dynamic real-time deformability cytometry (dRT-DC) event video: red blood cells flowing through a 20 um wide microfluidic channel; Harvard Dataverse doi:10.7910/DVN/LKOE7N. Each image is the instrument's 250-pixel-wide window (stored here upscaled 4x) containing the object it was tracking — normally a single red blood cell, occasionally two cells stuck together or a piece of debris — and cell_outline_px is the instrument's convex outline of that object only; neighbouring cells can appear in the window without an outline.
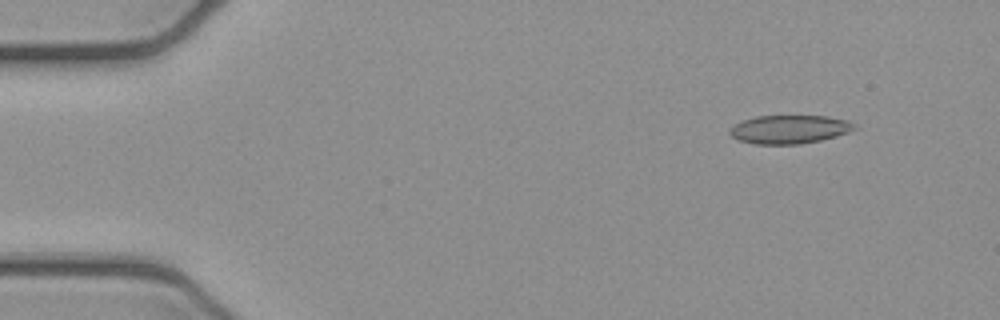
{"species": "common noctule bat (a hibernating species)", "species_latin": "Nyctalus noctula", "temperature_condition": "cold", "stored_images_in_passage": 4, "camera_frame_rate_fps": 3000, "um_per_image_px": 0.085, "animal": {"sex": "female", "body_mass_g": 21.9}, "frame": {"image": 1, "passage_image": 2, "time_ms": 0.333, "image_size_px": [1000, 320], "cell_outline_px": [[856, 128], [848, 132], [836, 136], [820, 140], [800, 144], [756, 144], [740, 140], [732, 136], [728, 132], [736, 124], [744, 120], [756, 116], [828, 116], [848, 120], [856, 124]], "centroid_in_image_um": [67.14, 10.99], "position_along_channel_um": 17.9, "area_um2": 20.52}}
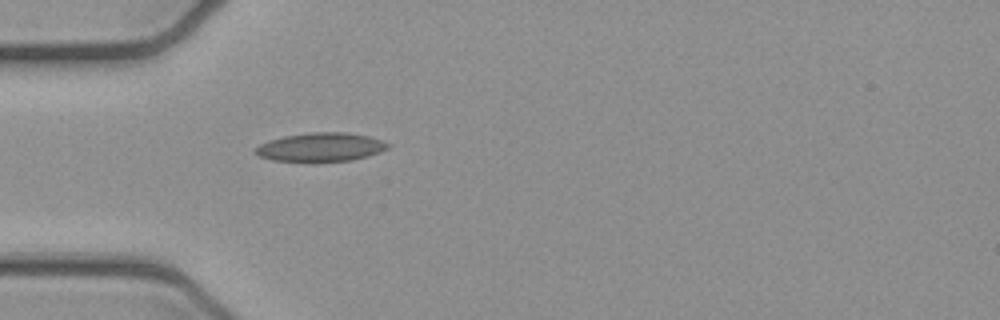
{"frame": {"image": 2, "passage_image": 4, "time_ms": 1.0, "image_size_px": [1000, 320], "cell_outline_px": [[392, 144], [388, 148], [380, 152], [368, 156], [352, 160], [316, 164], [308, 164], [272, 160], [260, 156], [252, 152], [260, 144], [284, 136], [308, 132], [344, 132], [368, 136]], "centroid_in_image_um": [27.25, 12.55], "position_along_channel_um": 57.8, "area_um2": 22.95}}